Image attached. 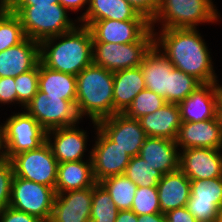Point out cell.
<instances>
[{
	"label": "cell",
	"mask_w": 222,
	"mask_h": 222,
	"mask_svg": "<svg viewBox=\"0 0 222 222\" xmlns=\"http://www.w3.org/2000/svg\"><path fill=\"white\" fill-rule=\"evenodd\" d=\"M155 44V33L150 28L137 42L119 44L93 42V64L109 71L139 67L147 52Z\"/></svg>",
	"instance_id": "6"
},
{
	"label": "cell",
	"mask_w": 222,
	"mask_h": 222,
	"mask_svg": "<svg viewBox=\"0 0 222 222\" xmlns=\"http://www.w3.org/2000/svg\"><path fill=\"white\" fill-rule=\"evenodd\" d=\"M40 61L39 42L26 38L0 52V77H16L32 70Z\"/></svg>",
	"instance_id": "21"
},
{
	"label": "cell",
	"mask_w": 222,
	"mask_h": 222,
	"mask_svg": "<svg viewBox=\"0 0 222 222\" xmlns=\"http://www.w3.org/2000/svg\"><path fill=\"white\" fill-rule=\"evenodd\" d=\"M8 160L3 124L0 125V162Z\"/></svg>",
	"instance_id": "46"
},
{
	"label": "cell",
	"mask_w": 222,
	"mask_h": 222,
	"mask_svg": "<svg viewBox=\"0 0 222 222\" xmlns=\"http://www.w3.org/2000/svg\"><path fill=\"white\" fill-rule=\"evenodd\" d=\"M90 122L96 132L95 143L91 148L95 181L100 182L107 177L124 174L131 157L98 127L97 122Z\"/></svg>",
	"instance_id": "11"
},
{
	"label": "cell",
	"mask_w": 222,
	"mask_h": 222,
	"mask_svg": "<svg viewBox=\"0 0 222 222\" xmlns=\"http://www.w3.org/2000/svg\"><path fill=\"white\" fill-rule=\"evenodd\" d=\"M187 208L198 222H217L222 206V177L190 180Z\"/></svg>",
	"instance_id": "12"
},
{
	"label": "cell",
	"mask_w": 222,
	"mask_h": 222,
	"mask_svg": "<svg viewBox=\"0 0 222 222\" xmlns=\"http://www.w3.org/2000/svg\"><path fill=\"white\" fill-rule=\"evenodd\" d=\"M147 137L176 140L182 124L180 109L177 103H166L153 113L139 118Z\"/></svg>",
	"instance_id": "23"
},
{
	"label": "cell",
	"mask_w": 222,
	"mask_h": 222,
	"mask_svg": "<svg viewBox=\"0 0 222 222\" xmlns=\"http://www.w3.org/2000/svg\"><path fill=\"white\" fill-rule=\"evenodd\" d=\"M115 222H138V216L132 210H119Z\"/></svg>",
	"instance_id": "44"
},
{
	"label": "cell",
	"mask_w": 222,
	"mask_h": 222,
	"mask_svg": "<svg viewBox=\"0 0 222 222\" xmlns=\"http://www.w3.org/2000/svg\"><path fill=\"white\" fill-rule=\"evenodd\" d=\"M119 210H131L137 185L125 174L107 177L99 182Z\"/></svg>",
	"instance_id": "29"
},
{
	"label": "cell",
	"mask_w": 222,
	"mask_h": 222,
	"mask_svg": "<svg viewBox=\"0 0 222 222\" xmlns=\"http://www.w3.org/2000/svg\"><path fill=\"white\" fill-rule=\"evenodd\" d=\"M118 212L107 190L97 182L93 186L90 222H115Z\"/></svg>",
	"instance_id": "31"
},
{
	"label": "cell",
	"mask_w": 222,
	"mask_h": 222,
	"mask_svg": "<svg viewBox=\"0 0 222 222\" xmlns=\"http://www.w3.org/2000/svg\"><path fill=\"white\" fill-rule=\"evenodd\" d=\"M59 3V0H6L5 5H49Z\"/></svg>",
	"instance_id": "43"
},
{
	"label": "cell",
	"mask_w": 222,
	"mask_h": 222,
	"mask_svg": "<svg viewBox=\"0 0 222 222\" xmlns=\"http://www.w3.org/2000/svg\"><path fill=\"white\" fill-rule=\"evenodd\" d=\"M6 6L20 18L26 37L38 42L71 31L79 25V20L70 19L69 11L60 3Z\"/></svg>",
	"instance_id": "4"
},
{
	"label": "cell",
	"mask_w": 222,
	"mask_h": 222,
	"mask_svg": "<svg viewBox=\"0 0 222 222\" xmlns=\"http://www.w3.org/2000/svg\"><path fill=\"white\" fill-rule=\"evenodd\" d=\"M22 111L14 112L3 123L8 160L21 152L37 149L46 141V131L33 116Z\"/></svg>",
	"instance_id": "10"
},
{
	"label": "cell",
	"mask_w": 222,
	"mask_h": 222,
	"mask_svg": "<svg viewBox=\"0 0 222 222\" xmlns=\"http://www.w3.org/2000/svg\"><path fill=\"white\" fill-rule=\"evenodd\" d=\"M151 28L148 20H98L89 29L93 42L127 44L137 42Z\"/></svg>",
	"instance_id": "18"
},
{
	"label": "cell",
	"mask_w": 222,
	"mask_h": 222,
	"mask_svg": "<svg viewBox=\"0 0 222 222\" xmlns=\"http://www.w3.org/2000/svg\"><path fill=\"white\" fill-rule=\"evenodd\" d=\"M59 3L68 11H73L75 13H77L80 9L85 10L83 8L86 7L85 12H83L82 15L80 14V16H77V19L80 20L87 12L89 0H59Z\"/></svg>",
	"instance_id": "42"
},
{
	"label": "cell",
	"mask_w": 222,
	"mask_h": 222,
	"mask_svg": "<svg viewBox=\"0 0 222 222\" xmlns=\"http://www.w3.org/2000/svg\"><path fill=\"white\" fill-rule=\"evenodd\" d=\"M138 222H166V218L164 213L139 215Z\"/></svg>",
	"instance_id": "45"
},
{
	"label": "cell",
	"mask_w": 222,
	"mask_h": 222,
	"mask_svg": "<svg viewBox=\"0 0 222 222\" xmlns=\"http://www.w3.org/2000/svg\"><path fill=\"white\" fill-rule=\"evenodd\" d=\"M166 222H198L186 206L165 213Z\"/></svg>",
	"instance_id": "41"
},
{
	"label": "cell",
	"mask_w": 222,
	"mask_h": 222,
	"mask_svg": "<svg viewBox=\"0 0 222 222\" xmlns=\"http://www.w3.org/2000/svg\"><path fill=\"white\" fill-rule=\"evenodd\" d=\"M124 174L138 187H157L163 176L138 155L130 158Z\"/></svg>",
	"instance_id": "32"
},
{
	"label": "cell",
	"mask_w": 222,
	"mask_h": 222,
	"mask_svg": "<svg viewBox=\"0 0 222 222\" xmlns=\"http://www.w3.org/2000/svg\"><path fill=\"white\" fill-rule=\"evenodd\" d=\"M217 222H222V206L219 208L218 220Z\"/></svg>",
	"instance_id": "48"
},
{
	"label": "cell",
	"mask_w": 222,
	"mask_h": 222,
	"mask_svg": "<svg viewBox=\"0 0 222 222\" xmlns=\"http://www.w3.org/2000/svg\"><path fill=\"white\" fill-rule=\"evenodd\" d=\"M131 210L137 216L162 213L157 187H137Z\"/></svg>",
	"instance_id": "36"
},
{
	"label": "cell",
	"mask_w": 222,
	"mask_h": 222,
	"mask_svg": "<svg viewBox=\"0 0 222 222\" xmlns=\"http://www.w3.org/2000/svg\"><path fill=\"white\" fill-rule=\"evenodd\" d=\"M23 109L33 116L46 132L80 124L79 121L83 120L78 114L76 101L48 98L47 94L40 90Z\"/></svg>",
	"instance_id": "7"
},
{
	"label": "cell",
	"mask_w": 222,
	"mask_h": 222,
	"mask_svg": "<svg viewBox=\"0 0 222 222\" xmlns=\"http://www.w3.org/2000/svg\"><path fill=\"white\" fill-rule=\"evenodd\" d=\"M217 117H218L221 129H222V89L220 91V96H219V99H218Z\"/></svg>",
	"instance_id": "47"
},
{
	"label": "cell",
	"mask_w": 222,
	"mask_h": 222,
	"mask_svg": "<svg viewBox=\"0 0 222 222\" xmlns=\"http://www.w3.org/2000/svg\"><path fill=\"white\" fill-rule=\"evenodd\" d=\"M56 128L46 132V142L58 163L87 159L88 135L79 125ZM53 139V140H52ZM86 157V158H84Z\"/></svg>",
	"instance_id": "15"
},
{
	"label": "cell",
	"mask_w": 222,
	"mask_h": 222,
	"mask_svg": "<svg viewBox=\"0 0 222 222\" xmlns=\"http://www.w3.org/2000/svg\"><path fill=\"white\" fill-rule=\"evenodd\" d=\"M55 195L52 187L14 176L9 206L49 222Z\"/></svg>",
	"instance_id": "9"
},
{
	"label": "cell",
	"mask_w": 222,
	"mask_h": 222,
	"mask_svg": "<svg viewBox=\"0 0 222 222\" xmlns=\"http://www.w3.org/2000/svg\"><path fill=\"white\" fill-rule=\"evenodd\" d=\"M161 212L187 206L190 198V179L179 169L164 174L157 184Z\"/></svg>",
	"instance_id": "25"
},
{
	"label": "cell",
	"mask_w": 222,
	"mask_h": 222,
	"mask_svg": "<svg viewBox=\"0 0 222 222\" xmlns=\"http://www.w3.org/2000/svg\"><path fill=\"white\" fill-rule=\"evenodd\" d=\"M89 153L86 160L58 163L55 193L81 190L97 183L93 175L91 151Z\"/></svg>",
	"instance_id": "24"
},
{
	"label": "cell",
	"mask_w": 222,
	"mask_h": 222,
	"mask_svg": "<svg viewBox=\"0 0 222 222\" xmlns=\"http://www.w3.org/2000/svg\"><path fill=\"white\" fill-rule=\"evenodd\" d=\"M201 85L195 77L173 67L170 73L169 103H180Z\"/></svg>",
	"instance_id": "33"
},
{
	"label": "cell",
	"mask_w": 222,
	"mask_h": 222,
	"mask_svg": "<svg viewBox=\"0 0 222 222\" xmlns=\"http://www.w3.org/2000/svg\"><path fill=\"white\" fill-rule=\"evenodd\" d=\"M76 107L79 116L91 121L114 115L113 72L91 64L77 76Z\"/></svg>",
	"instance_id": "3"
},
{
	"label": "cell",
	"mask_w": 222,
	"mask_h": 222,
	"mask_svg": "<svg viewBox=\"0 0 222 222\" xmlns=\"http://www.w3.org/2000/svg\"><path fill=\"white\" fill-rule=\"evenodd\" d=\"M39 90L48 98L76 101L77 79L75 75L63 73L44 66L39 61Z\"/></svg>",
	"instance_id": "28"
},
{
	"label": "cell",
	"mask_w": 222,
	"mask_h": 222,
	"mask_svg": "<svg viewBox=\"0 0 222 222\" xmlns=\"http://www.w3.org/2000/svg\"><path fill=\"white\" fill-rule=\"evenodd\" d=\"M10 162L14 176L52 187L55 190L58 162L46 141L37 149L14 155Z\"/></svg>",
	"instance_id": "8"
},
{
	"label": "cell",
	"mask_w": 222,
	"mask_h": 222,
	"mask_svg": "<svg viewBox=\"0 0 222 222\" xmlns=\"http://www.w3.org/2000/svg\"><path fill=\"white\" fill-rule=\"evenodd\" d=\"M212 0H159L155 17L150 21L151 29L156 32L167 28H197L199 24L216 23L220 13Z\"/></svg>",
	"instance_id": "5"
},
{
	"label": "cell",
	"mask_w": 222,
	"mask_h": 222,
	"mask_svg": "<svg viewBox=\"0 0 222 222\" xmlns=\"http://www.w3.org/2000/svg\"><path fill=\"white\" fill-rule=\"evenodd\" d=\"M92 52V33L80 23L71 31L39 42V58L44 66L75 76L93 63Z\"/></svg>",
	"instance_id": "2"
},
{
	"label": "cell",
	"mask_w": 222,
	"mask_h": 222,
	"mask_svg": "<svg viewBox=\"0 0 222 222\" xmlns=\"http://www.w3.org/2000/svg\"><path fill=\"white\" fill-rule=\"evenodd\" d=\"M155 33V45L173 66L202 84L219 82L210 49L197 28H167Z\"/></svg>",
	"instance_id": "1"
},
{
	"label": "cell",
	"mask_w": 222,
	"mask_h": 222,
	"mask_svg": "<svg viewBox=\"0 0 222 222\" xmlns=\"http://www.w3.org/2000/svg\"><path fill=\"white\" fill-rule=\"evenodd\" d=\"M13 177L14 171L10 160L0 162V211L9 207Z\"/></svg>",
	"instance_id": "37"
},
{
	"label": "cell",
	"mask_w": 222,
	"mask_h": 222,
	"mask_svg": "<svg viewBox=\"0 0 222 222\" xmlns=\"http://www.w3.org/2000/svg\"><path fill=\"white\" fill-rule=\"evenodd\" d=\"M138 156L163 175L179 170L180 150L175 140L147 137Z\"/></svg>",
	"instance_id": "22"
},
{
	"label": "cell",
	"mask_w": 222,
	"mask_h": 222,
	"mask_svg": "<svg viewBox=\"0 0 222 222\" xmlns=\"http://www.w3.org/2000/svg\"><path fill=\"white\" fill-rule=\"evenodd\" d=\"M113 83L114 114L124 113L136 95L145 89L140 66L113 72Z\"/></svg>",
	"instance_id": "27"
},
{
	"label": "cell",
	"mask_w": 222,
	"mask_h": 222,
	"mask_svg": "<svg viewBox=\"0 0 222 222\" xmlns=\"http://www.w3.org/2000/svg\"><path fill=\"white\" fill-rule=\"evenodd\" d=\"M26 38L18 15L3 4L0 7V52L18 45Z\"/></svg>",
	"instance_id": "30"
},
{
	"label": "cell",
	"mask_w": 222,
	"mask_h": 222,
	"mask_svg": "<svg viewBox=\"0 0 222 222\" xmlns=\"http://www.w3.org/2000/svg\"><path fill=\"white\" fill-rule=\"evenodd\" d=\"M221 89L219 82L202 84L178 103L182 122H200L215 118Z\"/></svg>",
	"instance_id": "16"
},
{
	"label": "cell",
	"mask_w": 222,
	"mask_h": 222,
	"mask_svg": "<svg viewBox=\"0 0 222 222\" xmlns=\"http://www.w3.org/2000/svg\"><path fill=\"white\" fill-rule=\"evenodd\" d=\"M0 222H44L40 218L28 213L7 207L0 211Z\"/></svg>",
	"instance_id": "39"
},
{
	"label": "cell",
	"mask_w": 222,
	"mask_h": 222,
	"mask_svg": "<svg viewBox=\"0 0 222 222\" xmlns=\"http://www.w3.org/2000/svg\"><path fill=\"white\" fill-rule=\"evenodd\" d=\"M93 187L56 193L49 222H90Z\"/></svg>",
	"instance_id": "17"
},
{
	"label": "cell",
	"mask_w": 222,
	"mask_h": 222,
	"mask_svg": "<svg viewBox=\"0 0 222 222\" xmlns=\"http://www.w3.org/2000/svg\"><path fill=\"white\" fill-rule=\"evenodd\" d=\"M147 20L126 0H89L86 14L79 20L89 27L98 20Z\"/></svg>",
	"instance_id": "26"
},
{
	"label": "cell",
	"mask_w": 222,
	"mask_h": 222,
	"mask_svg": "<svg viewBox=\"0 0 222 222\" xmlns=\"http://www.w3.org/2000/svg\"><path fill=\"white\" fill-rule=\"evenodd\" d=\"M221 151L202 147L180 150L179 169L190 180L222 177Z\"/></svg>",
	"instance_id": "14"
},
{
	"label": "cell",
	"mask_w": 222,
	"mask_h": 222,
	"mask_svg": "<svg viewBox=\"0 0 222 222\" xmlns=\"http://www.w3.org/2000/svg\"><path fill=\"white\" fill-rule=\"evenodd\" d=\"M140 67L144 76L145 89L155 92L169 103L170 73L174 66L167 56L154 44Z\"/></svg>",
	"instance_id": "20"
},
{
	"label": "cell",
	"mask_w": 222,
	"mask_h": 222,
	"mask_svg": "<svg viewBox=\"0 0 222 222\" xmlns=\"http://www.w3.org/2000/svg\"><path fill=\"white\" fill-rule=\"evenodd\" d=\"M98 127L132 158L140 152L147 135L139 119L116 113L97 122Z\"/></svg>",
	"instance_id": "13"
},
{
	"label": "cell",
	"mask_w": 222,
	"mask_h": 222,
	"mask_svg": "<svg viewBox=\"0 0 222 222\" xmlns=\"http://www.w3.org/2000/svg\"><path fill=\"white\" fill-rule=\"evenodd\" d=\"M131 6L143 15L148 21H151L157 12L159 0H126Z\"/></svg>",
	"instance_id": "40"
},
{
	"label": "cell",
	"mask_w": 222,
	"mask_h": 222,
	"mask_svg": "<svg viewBox=\"0 0 222 222\" xmlns=\"http://www.w3.org/2000/svg\"><path fill=\"white\" fill-rule=\"evenodd\" d=\"M175 141L179 150L199 147L222 149V129L218 117L200 122H182Z\"/></svg>",
	"instance_id": "19"
},
{
	"label": "cell",
	"mask_w": 222,
	"mask_h": 222,
	"mask_svg": "<svg viewBox=\"0 0 222 222\" xmlns=\"http://www.w3.org/2000/svg\"><path fill=\"white\" fill-rule=\"evenodd\" d=\"M15 103L17 104L15 77H0V104L13 105Z\"/></svg>",
	"instance_id": "38"
},
{
	"label": "cell",
	"mask_w": 222,
	"mask_h": 222,
	"mask_svg": "<svg viewBox=\"0 0 222 222\" xmlns=\"http://www.w3.org/2000/svg\"><path fill=\"white\" fill-rule=\"evenodd\" d=\"M166 103V100L160 95L144 89L136 95L124 114L127 117L139 119L146 114L155 112Z\"/></svg>",
	"instance_id": "34"
},
{
	"label": "cell",
	"mask_w": 222,
	"mask_h": 222,
	"mask_svg": "<svg viewBox=\"0 0 222 222\" xmlns=\"http://www.w3.org/2000/svg\"><path fill=\"white\" fill-rule=\"evenodd\" d=\"M39 63L32 69L15 77L17 104L22 109L28 104L39 90Z\"/></svg>",
	"instance_id": "35"
}]
</instances>
